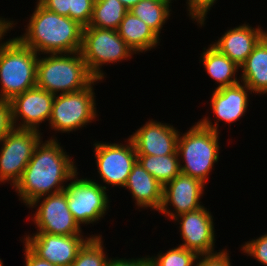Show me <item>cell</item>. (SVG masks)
Returning <instances> with one entry per match:
<instances>
[{
  "label": "cell",
  "instance_id": "obj_1",
  "mask_svg": "<svg viewBox=\"0 0 267 266\" xmlns=\"http://www.w3.org/2000/svg\"><path fill=\"white\" fill-rule=\"evenodd\" d=\"M64 151L56 137L44 143L41 139L37 144L20 181L14 187L25 206L41 196L65 190L64 184L72 180L77 167Z\"/></svg>",
  "mask_w": 267,
  "mask_h": 266
},
{
  "label": "cell",
  "instance_id": "obj_2",
  "mask_svg": "<svg viewBox=\"0 0 267 266\" xmlns=\"http://www.w3.org/2000/svg\"><path fill=\"white\" fill-rule=\"evenodd\" d=\"M26 32L17 38L40 54L75 53L81 50L84 27L67 16H61L38 1Z\"/></svg>",
  "mask_w": 267,
  "mask_h": 266
},
{
  "label": "cell",
  "instance_id": "obj_3",
  "mask_svg": "<svg viewBox=\"0 0 267 266\" xmlns=\"http://www.w3.org/2000/svg\"><path fill=\"white\" fill-rule=\"evenodd\" d=\"M43 57H38L36 86L51 94L76 92L96 79L90 73L80 51L47 54Z\"/></svg>",
  "mask_w": 267,
  "mask_h": 266
},
{
  "label": "cell",
  "instance_id": "obj_4",
  "mask_svg": "<svg viewBox=\"0 0 267 266\" xmlns=\"http://www.w3.org/2000/svg\"><path fill=\"white\" fill-rule=\"evenodd\" d=\"M7 33L0 38V42ZM38 57L17 37L0 43V100L11 101L15 96L36 87Z\"/></svg>",
  "mask_w": 267,
  "mask_h": 266
},
{
  "label": "cell",
  "instance_id": "obj_5",
  "mask_svg": "<svg viewBox=\"0 0 267 266\" xmlns=\"http://www.w3.org/2000/svg\"><path fill=\"white\" fill-rule=\"evenodd\" d=\"M219 134L205 128L199 121L186 133H181L182 136L179 133L177 152L181 173L206 184L214 163L219 160Z\"/></svg>",
  "mask_w": 267,
  "mask_h": 266
},
{
  "label": "cell",
  "instance_id": "obj_6",
  "mask_svg": "<svg viewBox=\"0 0 267 266\" xmlns=\"http://www.w3.org/2000/svg\"><path fill=\"white\" fill-rule=\"evenodd\" d=\"M80 53L90 73L102 81L105 73L100 68L104 64L128 60L134 52L117 30L84 27Z\"/></svg>",
  "mask_w": 267,
  "mask_h": 266
},
{
  "label": "cell",
  "instance_id": "obj_7",
  "mask_svg": "<svg viewBox=\"0 0 267 266\" xmlns=\"http://www.w3.org/2000/svg\"><path fill=\"white\" fill-rule=\"evenodd\" d=\"M95 79L86 88L54 97L53 108L49 120V127L54 131L70 133L86 127L97 117L94 88Z\"/></svg>",
  "mask_w": 267,
  "mask_h": 266
},
{
  "label": "cell",
  "instance_id": "obj_8",
  "mask_svg": "<svg viewBox=\"0 0 267 266\" xmlns=\"http://www.w3.org/2000/svg\"><path fill=\"white\" fill-rule=\"evenodd\" d=\"M77 175L78 172L65 186L68 208L80 226L93 224L103 218L109 208L108 187L93 179H78Z\"/></svg>",
  "mask_w": 267,
  "mask_h": 266
},
{
  "label": "cell",
  "instance_id": "obj_9",
  "mask_svg": "<svg viewBox=\"0 0 267 266\" xmlns=\"http://www.w3.org/2000/svg\"><path fill=\"white\" fill-rule=\"evenodd\" d=\"M41 135L37 130L14 128L0 141V183L10 181L15 187L43 138Z\"/></svg>",
  "mask_w": 267,
  "mask_h": 266
},
{
  "label": "cell",
  "instance_id": "obj_10",
  "mask_svg": "<svg viewBox=\"0 0 267 266\" xmlns=\"http://www.w3.org/2000/svg\"><path fill=\"white\" fill-rule=\"evenodd\" d=\"M41 199L42 201H40ZM36 206L38 208L32 221H34V225H37V232L52 235H82L81 226L68 208L67 196L64 191L41 196L27 207L35 208Z\"/></svg>",
  "mask_w": 267,
  "mask_h": 266
},
{
  "label": "cell",
  "instance_id": "obj_11",
  "mask_svg": "<svg viewBox=\"0 0 267 266\" xmlns=\"http://www.w3.org/2000/svg\"><path fill=\"white\" fill-rule=\"evenodd\" d=\"M126 145L95 142L94 155L101 181L107 185L124 187L137 161V153L131 138Z\"/></svg>",
  "mask_w": 267,
  "mask_h": 266
},
{
  "label": "cell",
  "instance_id": "obj_12",
  "mask_svg": "<svg viewBox=\"0 0 267 266\" xmlns=\"http://www.w3.org/2000/svg\"><path fill=\"white\" fill-rule=\"evenodd\" d=\"M26 237V238H25ZM83 235H52L36 232L24 236L23 243L36 256L56 266H70L80 248L90 238Z\"/></svg>",
  "mask_w": 267,
  "mask_h": 266
},
{
  "label": "cell",
  "instance_id": "obj_13",
  "mask_svg": "<svg viewBox=\"0 0 267 266\" xmlns=\"http://www.w3.org/2000/svg\"><path fill=\"white\" fill-rule=\"evenodd\" d=\"M54 97L37 86L15 96L10 101L14 127L39 131L41 123L50 120Z\"/></svg>",
  "mask_w": 267,
  "mask_h": 266
},
{
  "label": "cell",
  "instance_id": "obj_14",
  "mask_svg": "<svg viewBox=\"0 0 267 266\" xmlns=\"http://www.w3.org/2000/svg\"><path fill=\"white\" fill-rule=\"evenodd\" d=\"M180 224L182 246L196 252L198 255L213 254L215 246V231L212 214L206 207L183 213L172 219Z\"/></svg>",
  "mask_w": 267,
  "mask_h": 266
},
{
  "label": "cell",
  "instance_id": "obj_15",
  "mask_svg": "<svg viewBox=\"0 0 267 266\" xmlns=\"http://www.w3.org/2000/svg\"><path fill=\"white\" fill-rule=\"evenodd\" d=\"M204 186L200 180L180 172L163 186V200L158 212L172 220L180 214L201 208L203 205L200 204V199L204 193ZM168 205L174 207L173 212Z\"/></svg>",
  "mask_w": 267,
  "mask_h": 266
},
{
  "label": "cell",
  "instance_id": "obj_16",
  "mask_svg": "<svg viewBox=\"0 0 267 266\" xmlns=\"http://www.w3.org/2000/svg\"><path fill=\"white\" fill-rule=\"evenodd\" d=\"M242 83V84H241ZM236 85L215 88L212 93L210 107L214 113V117H217L215 123L212 124L209 117H203L199 122L208 129L215 132L218 131V122L224 121L225 123H234L239 120L248 109L250 88L243 82Z\"/></svg>",
  "mask_w": 267,
  "mask_h": 266
},
{
  "label": "cell",
  "instance_id": "obj_17",
  "mask_svg": "<svg viewBox=\"0 0 267 266\" xmlns=\"http://www.w3.org/2000/svg\"><path fill=\"white\" fill-rule=\"evenodd\" d=\"M179 131L173 125L149 120L129 137L137 155H171L177 151Z\"/></svg>",
  "mask_w": 267,
  "mask_h": 266
},
{
  "label": "cell",
  "instance_id": "obj_18",
  "mask_svg": "<svg viewBox=\"0 0 267 266\" xmlns=\"http://www.w3.org/2000/svg\"><path fill=\"white\" fill-rule=\"evenodd\" d=\"M266 34L267 30H262L259 25L253 28L248 24H243L233 29L230 28L211 45L240 67Z\"/></svg>",
  "mask_w": 267,
  "mask_h": 266
},
{
  "label": "cell",
  "instance_id": "obj_19",
  "mask_svg": "<svg viewBox=\"0 0 267 266\" xmlns=\"http://www.w3.org/2000/svg\"><path fill=\"white\" fill-rule=\"evenodd\" d=\"M130 190L135 204L139 208H151L158 211L163 200V185L149 174L136 161L124 186Z\"/></svg>",
  "mask_w": 267,
  "mask_h": 266
},
{
  "label": "cell",
  "instance_id": "obj_20",
  "mask_svg": "<svg viewBox=\"0 0 267 266\" xmlns=\"http://www.w3.org/2000/svg\"><path fill=\"white\" fill-rule=\"evenodd\" d=\"M240 68L241 82L246 84L252 93L267 95V34L253 48Z\"/></svg>",
  "mask_w": 267,
  "mask_h": 266
},
{
  "label": "cell",
  "instance_id": "obj_21",
  "mask_svg": "<svg viewBox=\"0 0 267 266\" xmlns=\"http://www.w3.org/2000/svg\"><path fill=\"white\" fill-rule=\"evenodd\" d=\"M119 36L134 54L150 51L160 43L159 36L141 19L128 11L117 29Z\"/></svg>",
  "mask_w": 267,
  "mask_h": 266
},
{
  "label": "cell",
  "instance_id": "obj_22",
  "mask_svg": "<svg viewBox=\"0 0 267 266\" xmlns=\"http://www.w3.org/2000/svg\"><path fill=\"white\" fill-rule=\"evenodd\" d=\"M200 62L205 67L207 74L213 78L219 85L217 89L221 87L232 86L240 83L236 77V72L241 69L235 62L231 61L226 55L220 53L211 44L208 49L202 52L200 56Z\"/></svg>",
  "mask_w": 267,
  "mask_h": 266
},
{
  "label": "cell",
  "instance_id": "obj_23",
  "mask_svg": "<svg viewBox=\"0 0 267 266\" xmlns=\"http://www.w3.org/2000/svg\"><path fill=\"white\" fill-rule=\"evenodd\" d=\"M137 161L163 186L172 181L180 172L178 152L171 155H137Z\"/></svg>",
  "mask_w": 267,
  "mask_h": 266
},
{
  "label": "cell",
  "instance_id": "obj_24",
  "mask_svg": "<svg viewBox=\"0 0 267 266\" xmlns=\"http://www.w3.org/2000/svg\"><path fill=\"white\" fill-rule=\"evenodd\" d=\"M172 0H141L129 11L145 22L158 36L170 17Z\"/></svg>",
  "mask_w": 267,
  "mask_h": 266
},
{
  "label": "cell",
  "instance_id": "obj_25",
  "mask_svg": "<svg viewBox=\"0 0 267 266\" xmlns=\"http://www.w3.org/2000/svg\"><path fill=\"white\" fill-rule=\"evenodd\" d=\"M128 11L119 0H95L92 17L86 27L117 30Z\"/></svg>",
  "mask_w": 267,
  "mask_h": 266
},
{
  "label": "cell",
  "instance_id": "obj_26",
  "mask_svg": "<svg viewBox=\"0 0 267 266\" xmlns=\"http://www.w3.org/2000/svg\"><path fill=\"white\" fill-rule=\"evenodd\" d=\"M108 259L104 252L102 235H91L70 266H105Z\"/></svg>",
  "mask_w": 267,
  "mask_h": 266
},
{
  "label": "cell",
  "instance_id": "obj_27",
  "mask_svg": "<svg viewBox=\"0 0 267 266\" xmlns=\"http://www.w3.org/2000/svg\"><path fill=\"white\" fill-rule=\"evenodd\" d=\"M199 255L182 246L169 249L166 253H158L150 257L152 266H196Z\"/></svg>",
  "mask_w": 267,
  "mask_h": 266
},
{
  "label": "cell",
  "instance_id": "obj_28",
  "mask_svg": "<svg viewBox=\"0 0 267 266\" xmlns=\"http://www.w3.org/2000/svg\"><path fill=\"white\" fill-rule=\"evenodd\" d=\"M95 0H71L69 17L79 22L83 27L89 25Z\"/></svg>",
  "mask_w": 267,
  "mask_h": 266
},
{
  "label": "cell",
  "instance_id": "obj_29",
  "mask_svg": "<svg viewBox=\"0 0 267 266\" xmlns=\"http://www.w3.org/2000/svg\"><path fill=\"white\" fill-rule=\"evenodd\" d=\"M241 250L248 256L254 257L260 264L267 266V233L245 242Z\"/></svg>",
  "mask_w": 267,
  "mask_h": 266
},
{
  "label": "cell",
  "instance_id": "obj_30",
  "mask_svg": "<svg viewBox=\"0 0 267 266\" xmlns=\"http://www.w3.org/2000/svg\"><path fill=\"white\" fill-rule=\"evenodd\" d=\"M217 0H187L188 15L192 20L204 26L206 15Z\"/></svg>",
  "mask_w": 267,
  "mask_h": 266
},
{
  "label": "cell",
  "instance_id": "obj_31",
  "mask_svg": "<svg viewBox=\"0 0 267 266\" xmlns=\"http://www.w3.org/2000/svg\"><path fill=\"white\" fill-rule=\"evenodd\" d=\"M197 261L196 266H232L226 249L213 254L199 255Z\"/></svg>",
  "mask_w": 267,
  "mask_h": 266
},
{
  "label": "cell",
  "instance_id": "obj_32",
  "mask_svg": "<svg viewBox=\"0 0 267 266\" xmlns=\"http://www.w3.org/2000/svg\"><path fill=\"white\" fill-rule=\"evenodd\" d=\"M14 128L10 101L0 100V141Z\"/></svg>",
  "mask_w": 267,
  "mask_h": 266
},
{
  "label": "cell",
  "instance_id": "obj_33",
  "mask_svg": "<svg viewBox=\"0 0 267 266\" xmlns=\"http://www.w3.org/2000/svg\"><path fill=\"white\" fill-rule=\"evenodd\" d=\"M42 6L48 10L55 12L61 16L69 17V9L71 8V0H37Z\"/></svg>",
  "mask_w": 267,
  "mask_h": 266
},
{
  "label": "cell",
  "instance_id": "obj_34",
  "mask_svg": "<svg viewBox=\"0 0 267 266\" xmlns=\"http://www.w3.org/2000/svg\"><path fill=\"white\" fill-rule=\"evenodd\" d=\"M105 266H152V261L150 259V256L136 259L111 258L108 259Z\"/></svg>",
  "mask_w": 267,
  "mask_h": 266
},
{
  "label": "cell",
  "instance_id": "obj_35",
  "mask_svg": "<svg viewBox=\"0 0 267 266\" xmlns=\"http://www.w3.org/2000/svg\"><path fill=\"white\" fill-rule=\"evenodd\" d=\"M25 248V266H56L54 264H51L47 260L41 259L38 256H36L26 245Z\"/></svg>",
  "mask_w": 267,
  "mask_h": 266
},
{
  "label": "cell",
  "instance_id": "obj_36",
  "mask_svg": "<svg viewBox=\"0 0 267 266\" xmlns=\"http://www.w3.org/2000/svg\"><path fill=\"white\" fill-rule=\"evenodd\" d=\"M14 24L13 21L5 20V18L0 17V38L7 32L9 29H13Z\"/></svg>",
  "mask_w": 267,
  "mask_h": 266
},
{
  "label": "cell",
  "instance_id": "obj_37",
  "mask_svg": "<svg viewBox=\"0 0 267 266\" xmlns=\"http://www.w3.org/2000/svg\"><path fill=\"white\" fill-rule=\"evenodd\" d=\"M128 10L132 9L141 0H119Z\"/></svg>",
  "mask_w": 267,
  "mask_h": 266
},
{
  "label": "cell",
  "instance_id": "obj_38",
  "mask_svg": "<svg viewBox=\"0 0 267 266\" xmlns=\"http://www.w3.org/2000/svg\"><path fill=\"white\" fill-rule=\"evenodd\" d=\"M0 266H3V261L1 260V258H0Z\"/></svg>",
  "mask_w": 267,
  "mask_h": 266
}]
</instances>
